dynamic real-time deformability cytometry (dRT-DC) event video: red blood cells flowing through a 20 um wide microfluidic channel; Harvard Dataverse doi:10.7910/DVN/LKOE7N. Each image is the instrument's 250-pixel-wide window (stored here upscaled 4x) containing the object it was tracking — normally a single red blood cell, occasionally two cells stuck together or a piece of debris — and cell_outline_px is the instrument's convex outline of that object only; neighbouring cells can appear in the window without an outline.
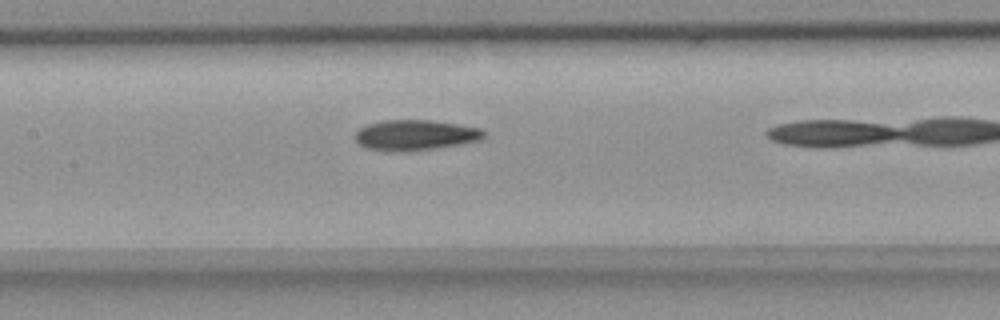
{"species": "common noctule bat (a hibernating species)", "species_latin": "Nyctalus noctula", "temperature_condition": "room temperature", "stored_images_in_passage": 13, "camera_frame_rate_fps": 3000, "um_per_image_px": 0.085, "animal": {"sex": "female", "body_mass_g": 18.4}, "frame": {"image": 1, "passage_image": 6, "time_ms": 1.667, "image_size_px": [1000, 320], "cell_outline_px": [[484, 136], [480, 140], [460, 144], [436, 148], [368, 148], [360, 144], [356, 140], [356, 132], [360, 128], [368, 124], [384, 120], [432, 120], [480, 128], [484, 132]], "centroid_in_image_um": [35.36, 11.42], "position_along_channel_um": 172.0, "area_um2": 21.56}}